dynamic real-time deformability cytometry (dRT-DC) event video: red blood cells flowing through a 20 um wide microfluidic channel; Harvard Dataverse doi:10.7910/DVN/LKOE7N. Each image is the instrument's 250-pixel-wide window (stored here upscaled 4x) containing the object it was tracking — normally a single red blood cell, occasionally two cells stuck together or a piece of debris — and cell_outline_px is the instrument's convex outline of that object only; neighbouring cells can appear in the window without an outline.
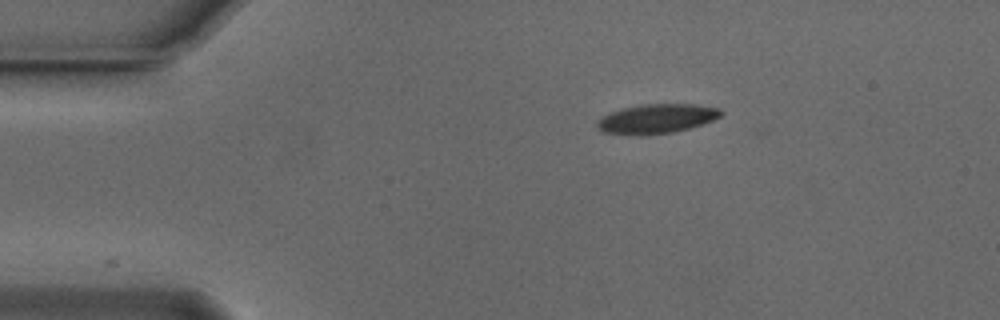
{"species": "Egyptian fruit bat (a non-hibernating species)", "species_latin": "Rousettus aegyptiacus", "temperature_condition": "cold", "stored_images_in_passage": 2, "camera_frame_rate_fps": 3000, "um_per_image_px": 0.085, "animal": {"sex": "male"}, "frame": {"image": 1, "passage_image": 1, "time_ms": 0.0, "image_size_px": [1000, 320], "cell_outline_px": [[724, 112], [720, 116], [704, 124], [672, 132], [644, 136], [640, 136], [600, 132], [596, 128], [596, 124], [608, 112], [620, 108], [640, 104], [696, 104], [720, 108]], "centroid_in_image_um": [55.78, 10.09], "position_along_channel_um": 29.2, "area_um2": 21.56}}